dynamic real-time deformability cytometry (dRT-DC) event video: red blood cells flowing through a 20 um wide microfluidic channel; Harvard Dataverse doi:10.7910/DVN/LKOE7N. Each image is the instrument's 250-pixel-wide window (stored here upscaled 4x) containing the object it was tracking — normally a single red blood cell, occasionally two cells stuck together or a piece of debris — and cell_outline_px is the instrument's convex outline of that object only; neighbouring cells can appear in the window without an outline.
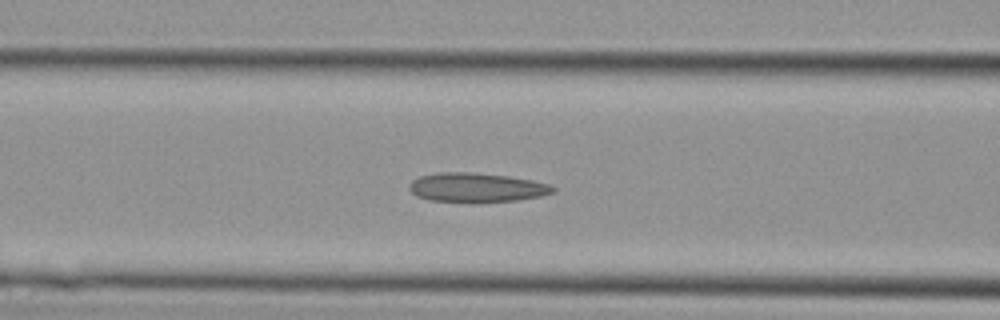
{"species": "Egyptian fruit bat (a non-hibernating species)", "species_latin": "Rousettus aegyptiacus", "temperature_condition": "cold", "stored_images_in_passage": 35, "camera_frame_rate_fps": 3000, "um_per_image_px": 0.085, "animal": {"sex": "female"}, "frame": {"image": 1, "passage_image": 13, "time_ms": 4.0, "image_size_px": [1000, 320], "cell_outline_px": [[556, 192], [540, 196], [520, 200], [428, 200], [416, 196], [408, 188], [408, 184], [412, 180], [420, 176], [440, 172], [468, 172], [508, 176], [532, 180], [548, 184], [556, 188]], "centroid_in_image_um": [40.5, 15.91], "position_along_channel_um": 126.1, "area_um2": 23.81}}
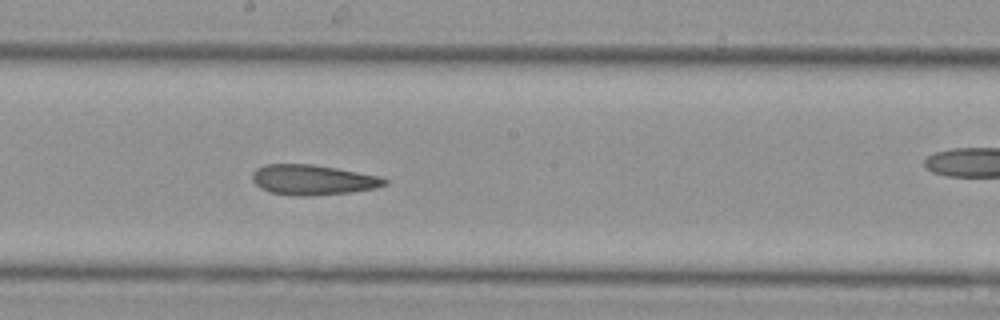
{"frame": {"image": 2, "passage_image": 18, "time_ms": 5.667, "image_size_px": [1000, 320], "cell_outline_px": [[388, 184], [376, 188], [352, 192], [312, 196], [296, 196], [268, 192], [260, 188], [252, 180], [252, 172], [256, 168], [264, 164], [312, 164], [336, 168], [380, 176], [388, 180]], "centroid_in_image_um": [26.58, 15.29], "position_along_channel_um": 221.6, "area_um2": 23.52}}
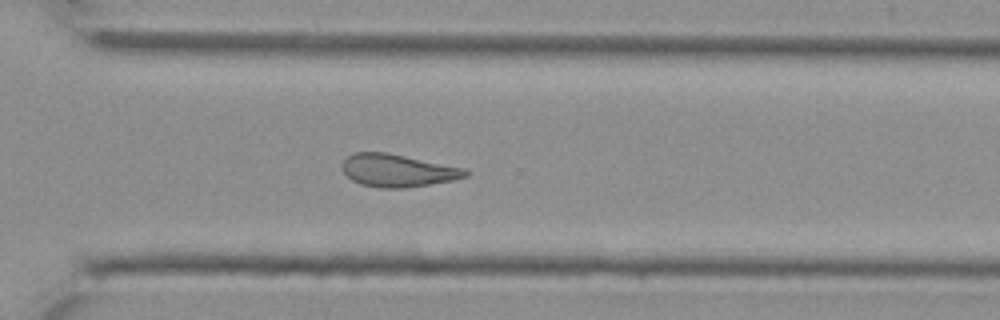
{"frame": {"image": 3, "passage_image": 24, "time_ms": 7.667, "image_size_px": [1000, 320], "cell_outline_px": [[468, 176], [452, 180], [404, 188], [380, 188], [360, 184], [352, 180], [344, 172], [344, 160], [352, 152], [384, 152], [468, 168]], "centroid_in_image_um": [33.83, 14.49], "position_along_channel_um": 336.8, "area_um2": 23.29}}